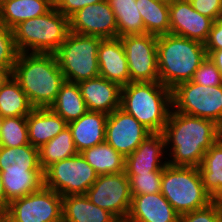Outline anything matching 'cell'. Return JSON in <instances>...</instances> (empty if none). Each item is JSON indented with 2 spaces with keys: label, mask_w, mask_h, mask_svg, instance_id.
<instances>
[{
  "label": "cell",
  "mask_w": 222,
  "mask_h": 222,
  "mask_svg": "<svg viewBox=\"0 0 222 222\" xmlns=\"http://www.w3.org/2000/svg\"><path fill=\"white\" fill-rule=\"evenodd\" d=\"M162 134L168 165L199 167L206 151L222 136V128L212 120L171 110Z\"/></svg>",
  "instance_id": "cell-1"
},
{
  "label": "cell",
  "mask_w": 222,
  "mask_h": 222,
  "mask_svg": "<svg viewBox=\"0 0 222 222\" xmlns=\"http://www.w3.org/2000/svg\"><path fill=\"white\" fill-rule=\"evenodd\" d=\"M12 76L34 108H50L65 82L52 53H19Z\"/></svg>",
  "instance_id": "cell-2"
},
{
  "label": "cell",
  "mask_w": 222,
  "mask_h": 222,
  "mask_svg": "<svg viewBox=\"0 0 222 222\" xmlns=\"http://www.w3.org/2000/svg\"><path fill=\"white\" fill-rule=\"evenodd\" d=\"M206 57L204 43L173 34L157 36L159 82L170 90L191 81Z\"/></svg>",
  "instance_id": "cell-3"
},
{
  "label": "cell",
  "mask_w": 222,
  "mask_h": 222,
  "mask_svg": "<svg viewBox=\"0 0 222 222\" xmlns=\"http://www.w3.org/2000/svg\"><path fill=\"white\" fill-rule=\"evenodd\" d=\"M120 108L151 133H162L172 110V90L160 82H130L121 88Z\"/></svg>",
  "instance_id": "cell-4"
},
{
  "label": "cell",
  "mask_w": 222,
  "mask_h": 222,
  "mask_svg": "<svg viewBox=\"0 0 222 222\" xmlns=\"http://www.w3.org/2000/svg\"><path fill=\"white\" fill-rule=\"evenodd\" d=\"M12 31L19 53L54 54L70 32L69 18L53 6L47 13L19 23Z\"/></svg>",
  "instance_id": "cell-5"
},
{
  "label": "cell",
  "mask_w": 222,
  "mask_h": 222,
  "mask_svg": "<svg viewBox=\"0 0 222 222\" xmlns=\"http://www.w3.org/2000/svg\"><path fill=\"white\" fill-rule=\"evenodd\" d=\"M160 193L179 214L208 206L214 200L205 191L198 167L166 165Z\"/></svg>",
  "instance_id": "cell-6"
},
{
  "label": "cell",
  "mask_w": 222,
  "mask_h": 222,
  "mask_svg": "<svg viewBox=\"0 0 222 222\" xmlns=\"http://www.w3.org/2000/svg\"><path fill=\"white\" fill-rule=\"evenodd\" d=\"M103 38L69 32L54 53L65 81L79 83L100 75L98 47Z\"/></svg>",
  "instance_id": "cell-7"
},
{
  "label": "cell",
  "mask_w": 222,
  "mask_h": 222,
  "mask_svg": "<svg viewBox=\"0 0 222 222\" xmlns=\"http://www.w3.org/2000/svg\"><path fill=\"white\" fill-rule=\"evenodd\" d=\"M172 110L212 120L222 128V85L180 83L172 89Z\"/></svg>",
  "instance_id": "cell-8"
},
{
  "label": "cell",
  "mask_w": 222,
  "mask_h": 222,
  "mask_svg": "<svg viewBox=\"0 0 222 222\" xmlns=\"http://www.w3.org/2000/svg\"><path fill=\"white\" fill-rule=\"evenodd\" d=\"M44 187L62 197L86 194L98 175L81 153L50 165L43 171Z\"/></svg>",
  "instance_id": "cell-9"
},
{
  "label": "cell",
  "mask_w": 222,
  "mask_h": 222,
  "mask_svg": "<svg viewBox=\"0 0 222 222\" xmlns=\"http://www.w3.org/2000/svg\"><path fill=\"white\" fill-rule=\"evenodd\" d=\"M4 215L9 222H62V196L43 186L9 202Z\"/></svg>",
  "instance_id": "cell-10"
},
{
  "label": "cell",
  "mask_w": 222,
  "mask_h": 222,
  "mask_svg": "<svg viewBox=\"0 0 222 222\" xmlns=\"http://www.w3.org/2000/svg\"><path fill=\"white\" fill-rule=\"evenodd\" d=\"M120 39L128 62L130 82H159L157 36L146 33Z\"/></svg>",
  "instance_id": "cell-11"
},
{
  "label": "cell",
  "mask_w": 222,
  "mask_h": 222,
  "mask_svg": "<svg viewBox=\"0 0 222 222\" xmlns=\"http://www.w3.org/2000/svg\"><path fill=\"white\" fill-rule=\"evenodd\" d=\"M100 208L108 210L118 220H126L130 205V179L125 172L99 175L85 194Z\"/></svg>",
  "instance_id": "cell-12"
},
{
  "label": "cell",
  "mask_w": 222,
  "mask_h": 222,
  "mask_svg": "<svg viewBox=\"0 0 222 222\" xmlns=\"http://www.w3.org/2000/svg\"><path fill=\"white\" fill-rule=\"evenodd\" d=\"M151 134L120 107L108 115L105 141L124 157L130 155Z\"/></svg>",
  "instance_id": "cell-13"
},
{
  "label": "cell",
  "mask_w": 222,
  "mask_h": 222,
  "mask_svg": "<svg viewBox=\"0 0 222 222\" xmlns=\"http://www.w3.org/2000/svg\"><path fill=\"white\" fill-rule=\"evenodd\" d=\"M70 32L97 36L103 39L117 38V21L107 0L87 5L69 18Z\"/></svg>",
  "instance_id": "cell-14"
},
{
  "label": "cell",
  "mask_w": 222,
  "mask_h": 222,
  "mask_svg": "<svg viewBox=\"0 0 222 222\" xmlns=\"http://www.w3.org/2000/svg\"><path fill=\"white\" fill-rule=\"evenodd\" d=\"M170 34L205 43L214 20L196 11L189 0L169 3Z\"/></svg>",
  "instance_id": "cell-15"
},
{
  "label": "cell",
  "mask_w": 222,
  "mask_h": 222,
  "mask_svg": "<svg viewBox=\"0 0 222 222\" xmlns=\"http://www.w3.org/2000/svg\"><path fill=\"white\" fill-rule=\"evenodd\" d=\"M168 164L165 138L162 133H151L142 143L125 157V174L139 175L163 172Z\"/></svg>",
  "instance_id": "cell-16"
},
{
  "label": "cell",
  "mask_w": 222,
  "mask_h": 222,
  "mask_svg": "<svg viewBox=\"0 0 222 222\" xmlns=\"http://www.w3.org/2000/svg\"><path fill=\"white\" fill-rule=\"evenodd\" d=\"M88 111L111 114L120 107L121 86L102 76L78 83Z\"/></svg>",
  "instance_id": "cell-17"
},
{
  "label": "cell",
  "mask_w": 222,
  "mask_h": 222,
  "mask_svg": "<svg viewBox=\"0 0 222 222\" xmlns=\"http://www.w3.org/2000/svg\"><path fill=\"white\" fill-rule=\"evenodd\" d=\"M97 57L100 76L121 87L130 83L128 62L120 37L102 39Z\"/></svg>",
  "instance_id": "cell-18"
},
{
  "label": "cell",
  "mask_w": 222,
  "mask_h": 222,
  "mask_svg": "<svg viewBox=\"0 0 222 222\" xmlns=\"http://www.w3.org/2000/svg\"><path fill=\"white\" fill-rule=\"evenodd\" d=\"M179 214L160 193L134 195L127 222H178Z\"/></svg>",
  "instance_id": "cell-19"
},
{
  "label": "cell",
  "mask_w": 222,
  "mask_h": 222,
  "mask_svg": "<svg viewBox=\"0 0 222 222\" xmlns=\"http://www.w3.org/2000/svg\"><path fill=\"white\" fill-rule=\"evenodd\" d=\"M107 118L108 114L87 111L68 123L78 153L105 142Z\"/></svg>",
  "instance_id": "cell-20"
},
{
  "label": "cell",
  "mask_w": 222,
  "mask_h": 222,
  "mask_svg": "<svg viewBox=\"0 0 222 222\" xmlns=\"http://www.w3.org/2000/svg\"><path fill=\"white\" fill-rule=\"evenodd\" d=\"M68 127V123L50 108H34L27 116L30 145L40 148Z\"/></svg>",
  "instance_id": "cell-21"
},
{
  "label": "cell",
  "mask_w": 222,
  "mask_h": 222,
  "mask_svg": "<svg viewBox=\"0 0 222 222\" xmlns=\"http://www.w3.org/2000/svg\"><path fill=\"white\" fill-rule=\"evenodd\" d=\"M108 210L93 204L85 194L62 197V222H117Z\"/></svg>",
  "instance_id": "cell-22"
},
{
  "label": "cell",
  "mask_w": 222,
  "mask_h": 222,
  "mask_svg": "<svg viewBox=\"0 0 222 222\" xmlns=\"http://www.w3.org/2000/svg\"><path fill=\"white\" fill-rule=\"evenodd\" d=\"M54 0H3L0 2V20L11 30L19 23L47 13Z\"/></svg>",
  "instance_id": "cell-23"
},
{
  "label": "cell",
  "mask_w": 222,
  "mask_h": 222,
  "mask_svg": "<svg viewBox=\"0 0 222 222\" xmlns=\"http://www.w3.org/2000/svg\"><path fill=\"white\" fill-rule=\"evenodd\" d=\"M205 191L222 200V136L208 149L198 167Z\"/></svg>",
  "instance_id": "cell-24"
},
{
  "label": "cell",
  "mask_w": 222,
  "mask_h": 222,
  "mask_svg": "<svg viewBox=\"0 0 222 222\" xmlns=\"http://www.w3.org/2000/svg\"><path fill=\"white\" fill-rule=\"evenodd\" d=\"M50 109L67 123L84 115L88 109L78 83L65 81Z\"/></svg>",
  "instance_id": "cell-25"
},
{
  "label": "cell",
  "mask_w": 222,
  "mask_h": 222,
  "mask_svg": "<svg viewBox=\"0 0 222 222\" xmlns=\"http://www.w3.org/2000/svg\"><path fill=\"white\" fill-rule=\"evenodd\" d=\"M0 170L8 172L43 171L39 163V148L30 144L20 147H0Z\"/></svg>",
  "instance_id": "cell-26"
},
{
  "label": "cell",
  "mask_w": 222,
  "mask_h": 222,
  "mask_svg": "<svg viewBox=\"0 0 222 222\" xmlns=\"http://www.w3.org/2000/svg\"><path fill=\"white\" fill-rule=\"evenodd\" d=\"M1 174L4 192L9 202L34 193L44 186L43 171H1Z\"/></svg>",
  "instance_id": "cell-27"
},
{
  "label": "cell",
  "mask_w": 222,
  "mask_h": 222,
  "mask_svg": "<svg viewBox=\"0 0 222 222\" xmlns=\"http://www.w3.org/2000/svg\"><path fill=\"white\" fill-rule=\"evenodd\" d=\"M97 175L116 174L125 171V157L106 141L81 152Z\"/></svg>",
  "instance_id": "cell-28"
},
{
  "label": "cell",
  "mask_w": 222,
  "mask_h": 222,
  "mask_svg": "<svg viewBox=\"0 0 222 222\" xmlns=\"http://www.w3.org/2000/svg\"><path fill=\"white\" fill-rule=\"evenodd\" d=\"M115 14L118 37L127 35H143L144 22L138 11L136 0H107Z\"/></svg>",
  "instance_id": "cell-29"
},
{
  "label": "cell",
  "mask_w": 222,
  "mask_h": 222,
  "mask_svg": "<svg viewBox=\"0 0 222 222\" xmlns=\"http://www.w3.org/2000/svg\"><path fill=\"white\" fill-rule=\"evenodd\" d=\"M145 33L156 36L170 34L169 3L161 0H136Z\"/></svg>",
  "instance_id": "cell-30"
},
{
  "label": "cell",
  "mask_w": 222,
  "mask_h": 222,
  "mask_svg": "<svg viewBox=\"0 0 222 222\" xmlns=\"http://www.w3.org/2000/svg\"><path fill=\"white\" fill-rule=\"evenodd\" d=\"M33 109L26 93L12 76L0 90V114L4 118L27 117Z\"/></svg>",
  "instance_id": "cell-31"
},
{
  "label": "cell",
  "mask_w": 222,
  "mask_h": 222,
  "mask_svg": "<svg viewBox=\"0 0 222 222\" xmlns=\"http://www.w3.org/2000/svg\"><path fill=\"white\" fill-rule=\"evenodd\" d=\"M78 154L69 127L39 148V163L44 171L55 162Z\"/></svg>",
  "instance_id": "cell-32"
},
{
  "label": "cell",
  "mask_w": 222,
  "mask_h": 222,
  "mask_svg": "<svg viewBox=\"0 0 222 222\" xmlns=\"http://www.w3.org/2000/svg\"><path fill=\"white\" fill-rule=\"evenodd\" d=\"M29 143L27 117L4 118L0 130V147H20Z\"/></svg>",
  "instance_id": "cell-33"
},
{
  "label": "cell",
  "mask_w": 222,
  "mask_h": 222,
  "mask_svg": "<svg viewBox=\"0 0 222 222\" xmlns=\"http://www.w3.org/2000/svg\"><path fill=\"white\" fill-rule=\"evenodd\" d=\"M130 179L131 196L155 194L161 191L162 172L127 175Z\"/></svg>",
  "instance_id": "cell-34"
},
{
  "label": "cell",
  "mask_w": 222,
  "mask_h": 222,
  "mask_svg": "<svg viewBox=\"0 0 222 222\" xmlns=\"http://www.w3.org/2000/svg\"><path fill=\"white\" fill-rule=\"evenodd\" d=\"M18 54L13 31L0 20V67L13 72Z\"/></svg>",
  "instance_id": "cell-35"
},
{
  "label": "cell",
  "mask_w": 222,
  "mask_h": 222,
  "mask_svg": "<svg viewBox=\"0 0 222 222\" xmlns=\"http://www.w3.org/2000/svg\"><path fill=\"white\" fill-rule=\"evenodd\" d=\"M178 222H222V200H214L205 208L179 215Z\"/></svg>",
  "instance_id": "cell-36"
},
{
  "label": "cell",
  "mask_w": 222,
  "mask_h": 222,
  "mask_svg": "<svg viewBox=\"0 0 222 222\" xmlns=\"http://www.w3.org/2000/svg\"><path fill=\"white\" fill-rule=\"evenodd\" d=\"M191 81L206 87L222 85V75L213 61L207 56L194 72Z\"/></svg>",
  "instance_id": "cell-37"
},
{
  "label": "cell",
  "mask_w": 222,
  "mask_h": 222,
  "mask_svg": "<svg viewBox=\"0 0 222 222\" xmlns=\"http://www.w3.org/2000/svg\"><path fill=\"white\" fill-rule=\"evenodd\" d=\"M192 7L200 14L214 21L222 18V0H189Z\"/></svg>",
  "instance_id": "cell-38"
},
{
  "label": "cell",
  "mask_w": 222,
  "mask_h": 222,
  "mask_svg": "<svg viewBox=\"0 0 222 222\" xmlns=\"http://www.w3.org/2000/svg\"><path fill=\"white\" fill-rule=\"evenodd\" d=\"M102 0H54L55 8L64 16L70 18L78 10L87 5L97 4Z\"/></svg>",
  "instance_id": "cell-39"
},
{
  "label": "cell",
  "mask_w": 222,
  "mask_h": 222,
  "mask_svg": "<svg viewBox=\"0 0 222 222\" xmlns=\"http://www.w3.org/2000/svg\"><path fill=\"white\" fill-rule=\"evenodd\" d=\"M206 51L222 49V18L214 21L207 41L204 43Z\"/></svg>",
  "instance_id": "cell-40"
},
{
  "label": "cell",
  "mask_w": 222,
  "mask_h": 222,
  "mask_svg": "<svg viewBox=\"0 0 222 222\" xmlns=\"http://www.w3.org/2000/svg\"><path fill=\"white\" fill-rule=\"evenodd\" d=\"M207 56L213 61L222 75V49L214 51H206Z\"/></svg>",
  "instance_id": "cell-41"
},
{
  "label": "cell",
  "mask_w": 222,
  "mask_h": 222,
  "mask_svg": "<svg viewBox=\"0 0 222 222\" xmlns=\"http://www.w3.org/2000/svg\"><path fill=\"white\" fill-rule=\"evenodd\" d=\"M12 77V71L7 68L0 67V90Z\"/></svg>",
  "instance_id": "cell-42"
},
{
  "label": "cell",
  "mask_w": 222,
  "mask_h": 222,
  "mask_svg": "<svg viewBox=\"0 0 222 222\" xmlns=\"http://www.w3.org/2000/svg\"><path fill=\"white\" fill-rule=\"evenodd\" d=\"M9 201L6 199V195L2 183V174L0 170V208L5 211L8 208Z\"/></svg>",
  "instance_id": "cell-43"
},
{
  "label": "cell",
  "mask_w": 222,
  "mask_h": 222,
  "mask_svg": "<svg viewBox=\"0 0 222 222\" xmlns=\"http://www.w3.org/2000/svg\"><path fill=\"white\" fill-rule=\"evenodd\" d=\"M0 222H9V220L5 215H3L2 217H0Z\"/></svg>",
  "instance_id": "cell-44"
},
{
  "label": "cell",
  "mask_w": 222,
  "mask_h": 222,
  "mask_svg": "<svg viewBox=\"0 0 222 222\" xmlns=\"http://www.w3.org/2000/svg\"><path fill=\"white\" fill-rule=\"evenodd\" d=\"M4 117L0 114V130L2 128Z\"/></svg>",
  "instance_id": "cell-45"
},
{
  "label": "cell",
  "mask_w": 222,
  "mask_h": 222,
  "mask_svg": "<svg viewBox=\"0 0 222 222\" xmlns=\"http://www.w3.org/2000/svg\"><path fill=\"white\" fill-rule=\"evenodd\" d=\"M161 1H164V2H167V3H172L175 0H161Z\"/></svg>",
  "instance_id": "cell-46"
},
{
  "label": "cell",
  "mask_w": 222,
  "mask_h": 222,
  "mask_svg": "<svg viewBox=\"0 0 222 222\" xmlns=\"http://www.w3.org/2000/svg\"><path fill=\"white\" fill-rule=\"evenodd\" d=\"M4 215V211L0 208V217Z\"/></svg>",
  "instance_id": "cell-47"
},
{
  "label": "cell",
  "mask_w": 222,
  "mask_h": 222,
  "mask_svg": "<svg viewBox=\"0 0 222 222\" xmlns=\"http://www.w3.org/2000/svg\"><path fill=\"white\" fill-rule=\"evenodd\" d=\"M117 222H127L126 220H119V221H117Z\"/></svg>",
  "instance_id": "cell-48"
}]
</instances>
